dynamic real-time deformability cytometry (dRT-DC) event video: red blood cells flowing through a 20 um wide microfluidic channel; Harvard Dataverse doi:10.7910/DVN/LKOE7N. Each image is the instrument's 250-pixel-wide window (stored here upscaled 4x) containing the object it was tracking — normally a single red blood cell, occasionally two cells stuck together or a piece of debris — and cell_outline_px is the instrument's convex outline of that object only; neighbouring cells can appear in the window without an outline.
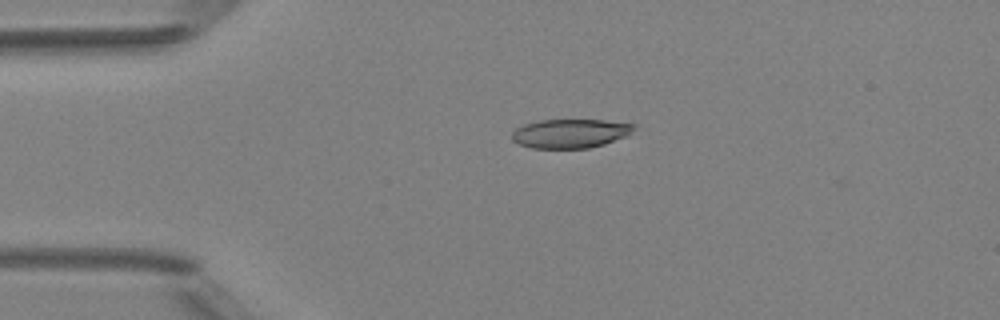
{"species": "Egyptian fruit bat (a non-hibernating species)", "species_latin": "Rousettus aegyptiacus", "temperature_condition": "room temperature", "stored_images_in_passage": 4, "camera_frame_rate_fps": 3000, "um_per_image_px": 0.085, "animal": {"sex": "female"}, "frame": {"image": 1, "passage_image": 3, "time_ms": 2.333, "image_size_px": [1000, 320], "cell_outline_px": [[636, 124], [628, 136], [604, 144], [588, 148], [532, 148], [520, 144], [512, 140], [512, 132], [516, 128], [524, 124], [540, 120], [604, 120]], "centroid_in_image_um": [48.48, 11.34], "position_along_channel_um": 36.5, "area_um2": 20.58}}